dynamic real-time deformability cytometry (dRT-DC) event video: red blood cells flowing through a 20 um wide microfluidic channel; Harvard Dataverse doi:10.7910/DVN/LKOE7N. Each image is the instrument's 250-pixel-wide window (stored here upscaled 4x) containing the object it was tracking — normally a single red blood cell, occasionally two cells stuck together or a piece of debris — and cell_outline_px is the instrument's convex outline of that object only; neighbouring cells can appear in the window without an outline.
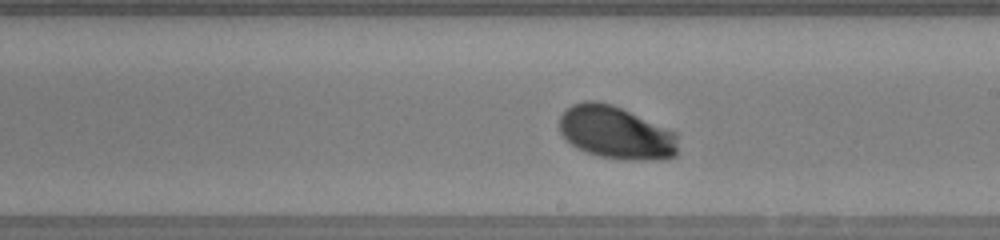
{"species": "human", "species_latin": "Homo sapiens", "temperature_condition": "warm", "stored_images_in_passage": 34, "camera_frame_rate_fps": 3000, "um_per_image_px": 0.085, "donor": {"sex": "female"}, "frame": {"image": 1, "passage_image": 21, "time_ms": 6.667, "image_size_px": [1000, 240], "cell_outline_px": [[676, 156], [656, 160], [624, 160], [600, 156], [576, 148], [560, 132], [560, 116], [572, 104], [584, 100], [596, 100], [612, 104], [676, 132]], "centroid_in_image_um": [52.35, 11.27], "position_along_channel_um": 236.7, "area_um2": 36.36}}
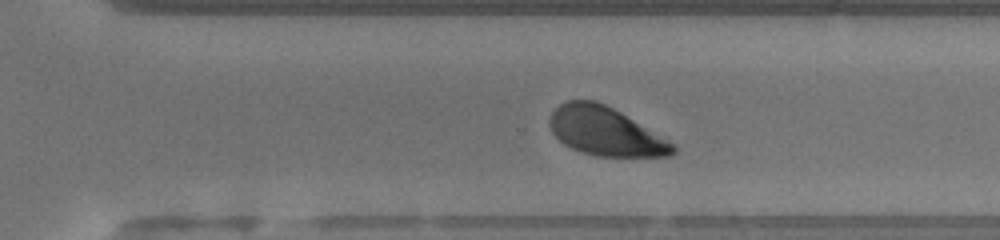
{"frame": {"image": 2, "passage_image": 27, "time_ms": 8.667, "image_size_px": [1000, 240], "cell_outline_px": [[676, 152], [672, 156], [596, 156], [572, 148], [564, 144], [552, 132], [548, 124], [548, 120], [552, 112], [560, 104], [568, 100], [596, 100], [620, 112], [676, 144]], "centroid_in_image_um": [51.46, 11.17], "position_along_channel_um": 319.1, "area_um2": 34.68}}
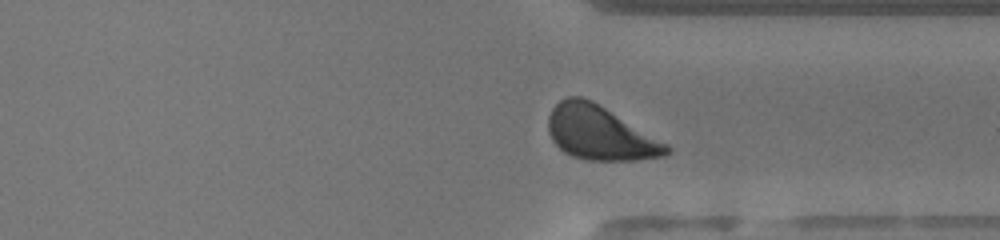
{"frame": {"image": 3, "passage_image": 30, "time_ms": 9.667, "image_size_px": [1000, 240], "cell_outline_px": [[672, 152], [664, 156], [636, 160], [584, 160], [572, 156], [564, 152], [552, 140], [548, 132], [548, 116], [552, 108], [560, 100], [568, 96], [580, 96], [592, 100], [668, 144], [672, 148]], "centroid_in_image_um": [50.99, 11.31], "position_along_channel_um": 360.4, "area_um2": 37.22}, "authors_computed_cell_mechanics": {"area_um2": 36.2695, "velocity_mm_per_s": 4.1263, "shape_relaxation_time_tau1_ms": 2.1381, "shape_relaxation_time_tau2_ms": 4.0945, "deformation_change_tau1": 0.1507, "deformation_change_tau2": 0.0957}}